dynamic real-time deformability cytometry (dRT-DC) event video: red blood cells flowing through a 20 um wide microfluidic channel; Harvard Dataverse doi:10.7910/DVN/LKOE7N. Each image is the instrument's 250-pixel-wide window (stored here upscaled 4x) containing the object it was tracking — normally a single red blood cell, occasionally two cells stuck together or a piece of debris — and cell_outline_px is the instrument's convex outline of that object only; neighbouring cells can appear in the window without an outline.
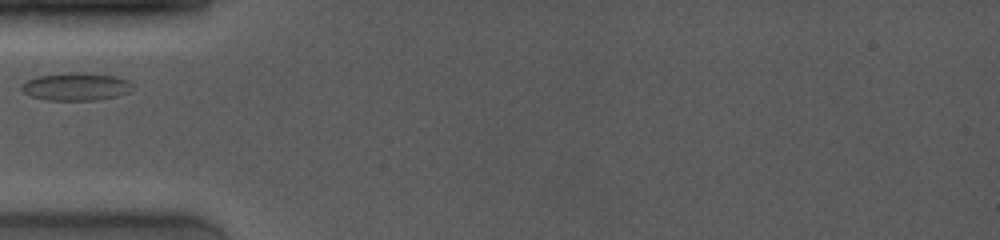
{"species": "common noctule bat (a hibernating species)", "species_latin": "Nyctalus noctula", "temperature_condition": "room temperature", "stored_images_in_passage": 4, "camera_frame_rate_fps": 4000, "um_per_image_px": 0.085, "animal": {"sex": "female", "body_mass_g": 19.0, "forearm_length_mm": 53.3}, "frame": {"image": 1, "passage_image": 1, "time_ms": 0.0, "image_size_px": [1000, 240], "cell_outline_px": [[132, 88], [128, 92], [116, 96], [96, 100], [48, 100], [32, 96], [24, 92], [20, 88], [20, 84], [36, 76], [68, 72], [80, 72], [116, 76], [128, 80], [132, 84]], "centroid_in_image_um": [6.44, 7.35], "position_along_channel_um": 78.6, "area_um2": 17.98}}
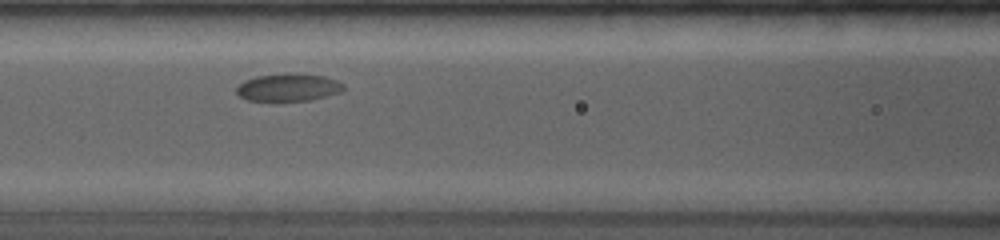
{"frame": {"image": 2, "passage_image": 3, "time_ms": 1.75, "image_size_px": [1000, 240], "cell_outline_px": [[344, 88], [340, 92], [328, 96], [308, 100], [248, 100], [240, 96], [236, 92], [236, 88], [244, 80], [256, 76], [284, 72], [296, 72], [324, 76], [336, 80], [344, 84]], "centroid_in_image_um": [24.52, 7.39], "position_along_channel_um": 142.1, "area_um2": 17.34}}